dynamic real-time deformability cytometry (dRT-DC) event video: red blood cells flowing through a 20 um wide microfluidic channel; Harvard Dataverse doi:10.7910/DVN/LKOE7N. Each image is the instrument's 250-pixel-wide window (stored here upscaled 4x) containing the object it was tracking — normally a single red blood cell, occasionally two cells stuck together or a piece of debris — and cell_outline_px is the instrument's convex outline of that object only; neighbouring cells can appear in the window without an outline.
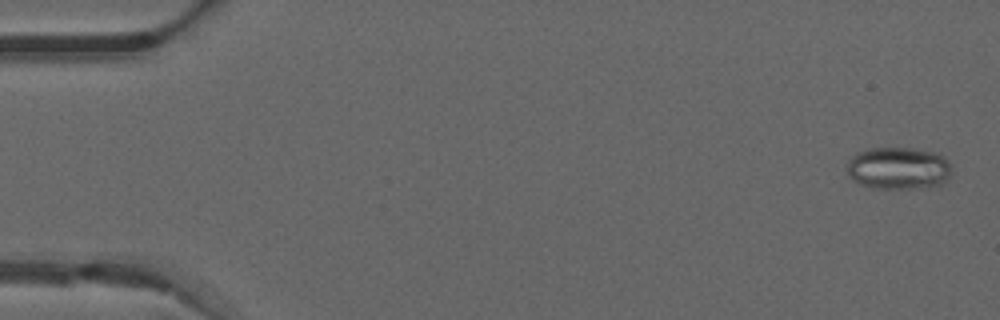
{"species": "common noctule bat (a hibernating species)", "species_latin": "Nyctalus noctula", "temperature_condition": "warm", "stored_images_in_passage": 51, "camera_frame_rate_fps": 3000, "um_per_image_px": 0.085, "animal": {"sex": "male", "forearm_length_mm": 52.5}, "frame": {"image": 1, "passage_image": 2, "time_ms": 0.333, "image_size_px": [1000, 320], "cell_outline_px": [[952, 168], [948, 176], [940, 184], [920, 188], [872, 188], [860, 184], [852, 180], [848, 176], [848, 160], [856, 152], [868, 148], [912, 148], [932, 152], [948, 160], [952, 164]], "centroid_in_image_um": [76.32, 14.29], "position_along_channel_um": 8.7, "area_um2": 25.78}}
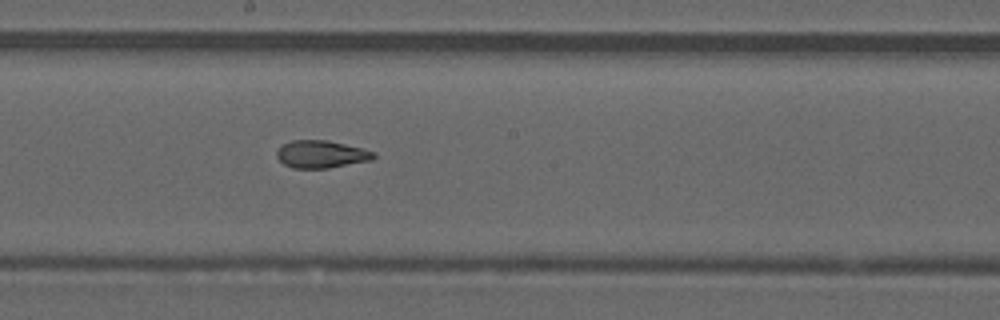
{"frame": {"image": 2, "passage_image": 28, "time_ms": 9.0, "image_size_px": [1000, 320], "cell_outline_px": [[376, 156], [372, 160], [328, 168], [292, 168], [284, 164], [276, 156], [276, 152], [284, 144], [292, 140], [328, 140], [376, 152]], "centroid_in_image_um": [27.31, 13.11], "position_along_channel_um": 220.9, "area_um2": 15.43}}
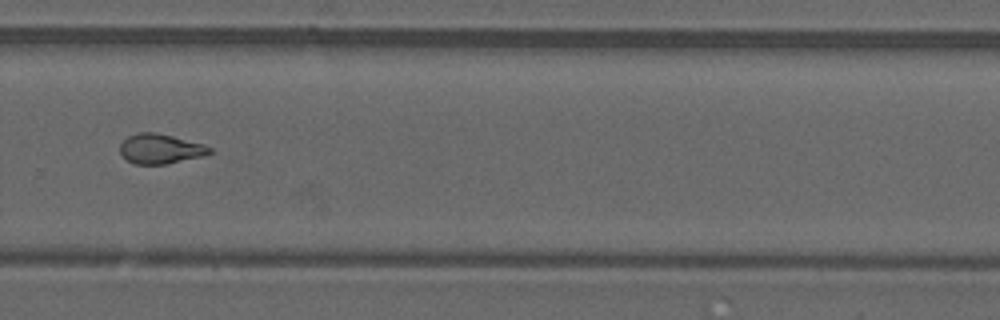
{"frame": {"image": 3, "passage_image": 35, "time_ms": 11.333, "image_size_px": [1000, 320], "cell_outline_px": [[212, 152], [204, 156], [164, 164], [136, 164], [128, 160], [120, 152], [120, 144], [128, 136], [136, 132], [156, 132], [204, 144], [212, 148]], "centroid_in_image_um": [13.64, 12.64], "position_along_channel_um": 316.2, "area_um2": 15.49}, "authors_computed_cell_mechanics": {"area_um2": 17.1666, "velocity_mm_per_s": 4.1022, "shape_relaxation_time_tau1_ms": null, "shape_relaxation_time_tau2_ms": 2.4653, "deformation_change_tau1": null, "deformation_change_tau2": 0.0989}}